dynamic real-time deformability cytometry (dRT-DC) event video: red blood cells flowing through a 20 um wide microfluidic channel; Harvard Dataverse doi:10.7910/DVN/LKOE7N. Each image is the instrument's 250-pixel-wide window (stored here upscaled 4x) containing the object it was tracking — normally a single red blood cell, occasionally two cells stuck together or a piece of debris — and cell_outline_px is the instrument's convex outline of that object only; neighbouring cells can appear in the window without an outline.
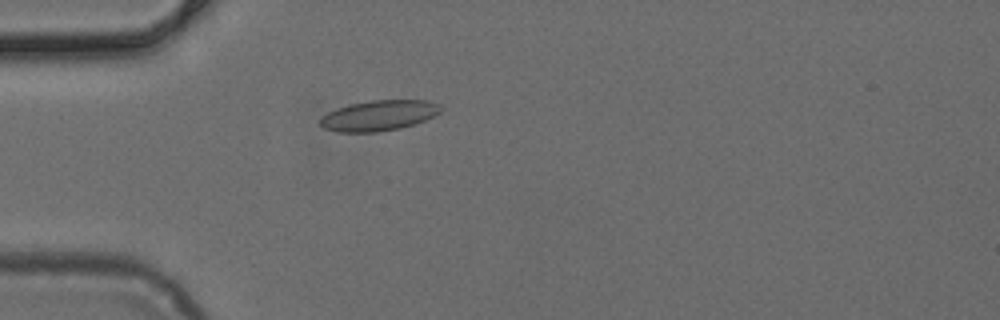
{"species": "common noctule bat (a hibernating species)", "species_latin": "Nyctalus noctula", "temperature_condition": "cold", "stored_images_in_passage": 32, "camera_frame_rate_fps": 3000, "um_per_image_px": 0.085, "animal": {"sex": "female", "body_mass_g": 24.6, "forearm_length_mm": 56.2}, "frame": {"image": 1, "passage_image": 7, "time_ms": 2.0, "image_size_px": [1000, 320], "cell_outline_px": [[440, 112], [424, 120], [400, 128], [376, 132], [336, 132], [324, 128], [320, 124], [320, 120], [328, 112], [348, 104], [372, 100], [428, 100], [440, 104]], "centroid_in_image_um": [32.19, 9.81], "position_along_channel_um": 52.8, "area_um2": 21.21}}
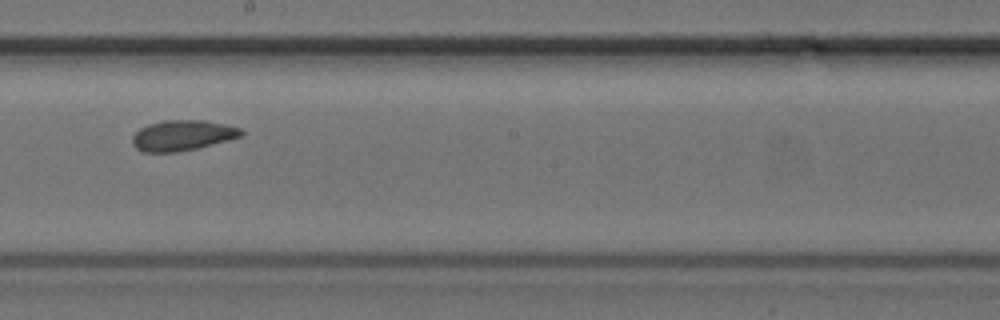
{"frame": {"image": 2, "passage_image": 21, "time_ms": 6.667, "image_size_px": [1000, 320], "cell_outline_px": [[244, 136], [196, 148], [176, 152], [144, 152], [136, 148], [132, 144], [132, 136], [140, 128], [148, 124], [164, 120], [204, 120], [224, 124], [240, 128], [244, 132]], "centroid_in_image_um": [15.5, 11.5], "position_along_channel_um": 232.7, "area_um2": 19.31}}
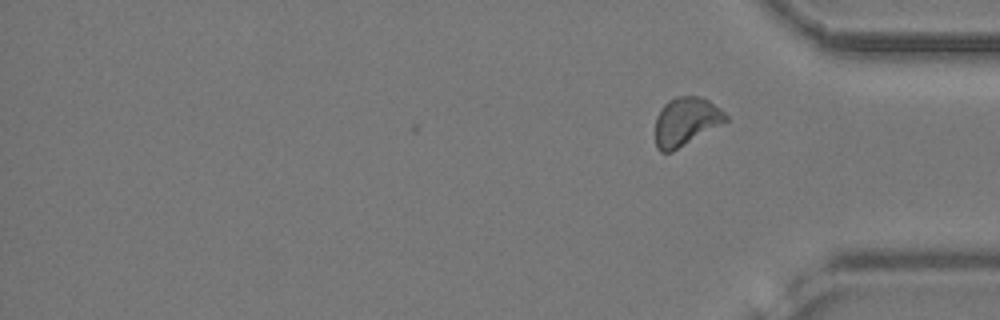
{"frame": {"image": 3, "passage_image": 32, "time_ms": 10.333, "image_size_px": [1000, 320], "cell_outline_px": [[728, 120], [672, 152], [660, 152], [656, 148], [656, 116], [664, 104], [668, 100], [676, 96], [700, 96], [708, 100], [720, 108], [728, 116]], "centroid_in_image_um": [58.29, 10.32], "position_along_channel_um": 376.9, "area_um2": 19.77}}